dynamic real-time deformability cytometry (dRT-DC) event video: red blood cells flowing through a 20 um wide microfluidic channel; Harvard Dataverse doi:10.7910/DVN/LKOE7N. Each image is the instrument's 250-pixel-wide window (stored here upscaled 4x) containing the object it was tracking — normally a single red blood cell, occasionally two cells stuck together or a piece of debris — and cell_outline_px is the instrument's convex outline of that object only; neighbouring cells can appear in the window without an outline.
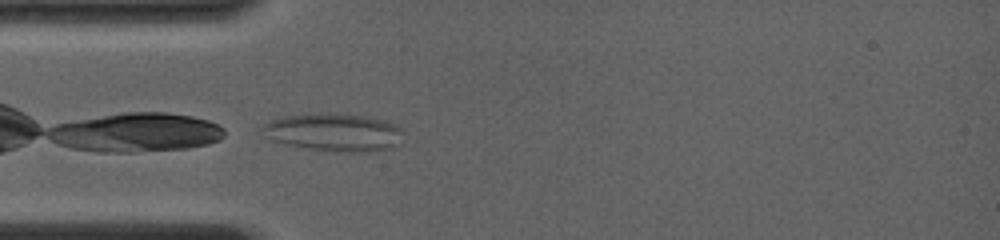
{"species": "common noctule bat (a hibernating species)", "species_latin": "Nyctalus noctula", "temperature_condition": "room temperature", "stored_images_in_passage": 14, "camera_frame_rate_fps": 4000, "um_per_image_px": 0.085, "animal": {"sex": "female", "body_mass_g": 19.0, "forearm_length_mm": 56.7}, "frame": {"image": 1, "passage_image": 1, "time_ms": 0.0, "image_size_px": [1000, 240], "cell_outline_px": [[400, 132], [396, 144], [392, 148], [368, 152], [336, 152], [300, 148], [284, 144], [272, 140], [260, 128], [264, 124], [272, 120], [284, 116], [320, 112], [332, 112], [368, 116], [384, 120], [396, 124], [400, 128]], "centroid_in_image_um": [28.34, 11.24], "position_along_channel_um": 56.7, "area_um2": 31.39}}
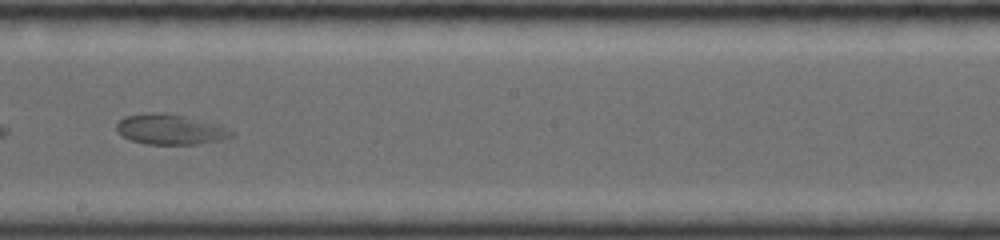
{"frame": {"image": 2, "passage_image": 10, "time_ms": 4.5, "image_size_px": [1000, 240], "cell_outline_px": [[236, 132], [232, 136], [220, 140], [196, 144], [144, 144], [132, 140], [124, 136], [116, 128], [116, 124], [124, 116], [152, 112], [164, 112], [224, 124]], "centroid_in_image_um": [14.56, 10.98], "position_along_channel_um": 233.6, "area_um2": 20.52}}
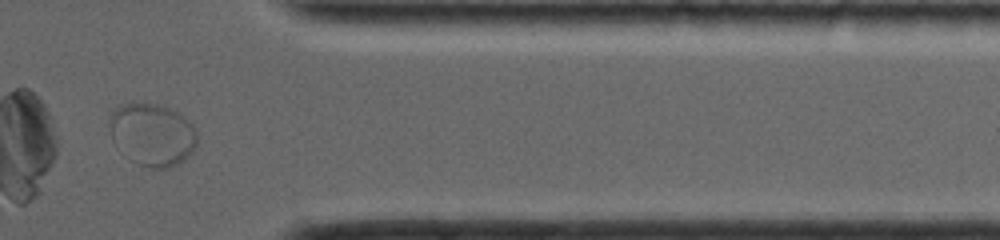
{"frame": {"image": 3, "passage_image": 14, "time_ms": 8.75, "image_size_px": [1000, 240], "cell_outline_px": [[196, 148], [184, 160], [168, 168], [148, 168], [136, 164], [128, 160], [124, 156], [112, 140], [108, 116], [112, 108], [116, 104], [132, 100], [156, 104], [180, 112], [196, 128]], "centroid_in_image_um": [12.88, 11.39], "position_along_channel_um": 398.5, "area_um2": 33.06}}